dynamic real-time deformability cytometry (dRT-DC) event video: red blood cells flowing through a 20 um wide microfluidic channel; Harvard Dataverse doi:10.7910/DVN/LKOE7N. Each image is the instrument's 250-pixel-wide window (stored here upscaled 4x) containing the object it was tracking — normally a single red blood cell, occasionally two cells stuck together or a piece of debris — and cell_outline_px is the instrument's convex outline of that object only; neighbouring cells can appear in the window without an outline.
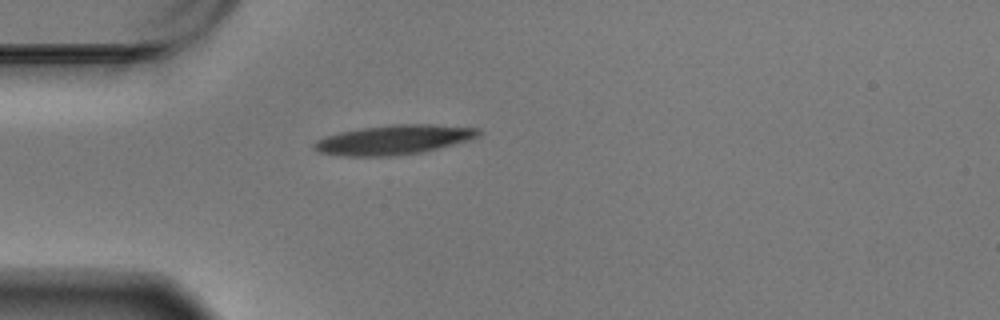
{"species": "Egyptian fruit bat (a non-hibernating species)", "species_latin": "Rousettus aegyptiacus", "temperature_condition": "warm", "stored_images_in_passage": 43, "camera_frame_rate_fps": 3000, "um_per_image_px": 0.085, "animal": {"sex": "male"}, "frame": {"image": 1, "passage_image": 1, "time_ms": 0.0, "image_size_px": [1000, 320], "cell_outline_px": [[484, 132], [480, 136], [472, 140], [420, 152], [396, 156], [340, 156], [320, 152], [312, 148], [312, 144], [316, 140], [340, 132], [364, 128], [392, 124], [432, 124], [480, 128]], "centroid_in_image_um": [33.53, 11.88], "position_along_channel_um": 51.5, "area_um2": 28.44}}
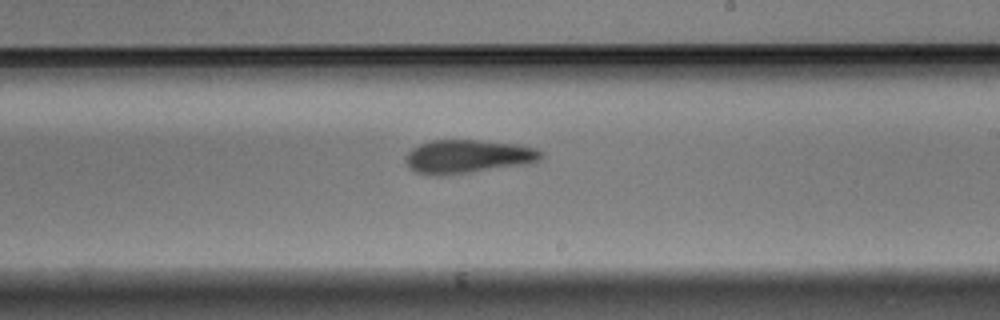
{"frame": {"image": 2, "passage_image": 19, "time_ms": 6.0, "image_size_px": [1000, 320], "cell_outline_px": [[544, 156], [536, 164], [440, 176], [436, 176], [416, 172], [408, 168], [404, 160], [404, 156], [412, 148], [420, 144], [432, 140], [476, 140], [520, 144], [536, 148], [544, 152]], "centroid_in_image_um": [39.83, 13.32], "position_along_channel_um": 249.2, "area_um2": 27.22}}
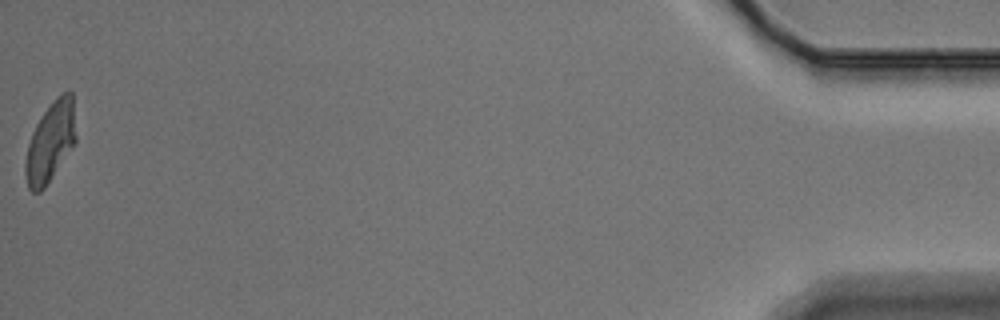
{"frame": {"image": 3, "passage_image": 43, "time_ms": 14.0, "image_size_px": [1000, 320], "cell_outline_px": [[76, 140], [44, 188], [40, 192], [32, 192], [28, 188], [24, 172], [24, 164], [28, 144], [32, 132], [36, 124], [44, 112], [56, 96], [60, 92], [68, 88], [72, 92], [76, 136]], "centroid_in_image_um": [4.27, 12.02], "position_along_channel_um": 430.9, "area_um2": 23.41}, "authors_computed_cell_mechanics": {"area_um2": 25.9522, "velocity_mm_per_s": 3.4612, "shape_relaxation_time_tau1_ms": null, "shape_relaxation_time_tau2_ms": 6.4246, "deformation_change_tau1": null, "deformation_change_tau2": 0.1733}}